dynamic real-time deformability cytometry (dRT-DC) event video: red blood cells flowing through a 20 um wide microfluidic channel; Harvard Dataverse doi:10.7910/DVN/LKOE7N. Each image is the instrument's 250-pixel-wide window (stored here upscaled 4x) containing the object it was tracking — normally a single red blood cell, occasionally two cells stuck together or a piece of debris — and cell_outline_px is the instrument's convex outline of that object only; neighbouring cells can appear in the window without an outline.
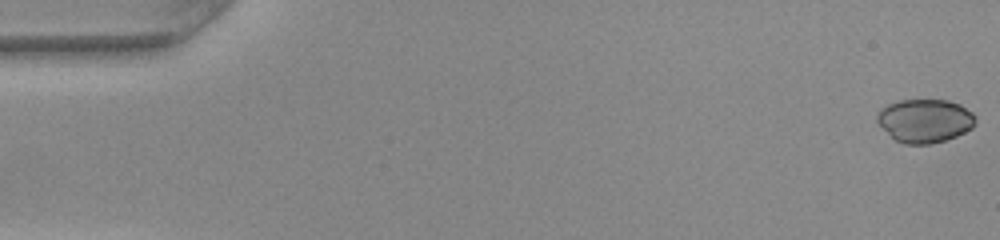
{"species": "common noctule bat (a hibernating species)", "species_latin": "Nyctalus noctula", "temperature_condition": "warm", "stored_images_in_passage": 51, "camera_frame_rate_fps": 3000, "um_per_image_px": 0.085, "animal": {"sex": "female", "body_mass_g": 22.0, "forearm_length_mm": 56.7}, "frame": {"image": 1, "passage_image": 1, "time_ms": 0.0, "image_size_px": [1000, 240], "cell_outline_px": [[976, 120], [972, 128], [956, 136], [944, 140], [928, 144], [904, 144], [896, 140], [876, 120], [876, 116], [880, 108], [888, 104], [900, 100], [948, 100], [960, 104], [972, 112], [976, 116]], "centroid_in_image_um": [78.63, 10.25], "position_along_channel_um": 6.4, "area_um2": 24.8}}
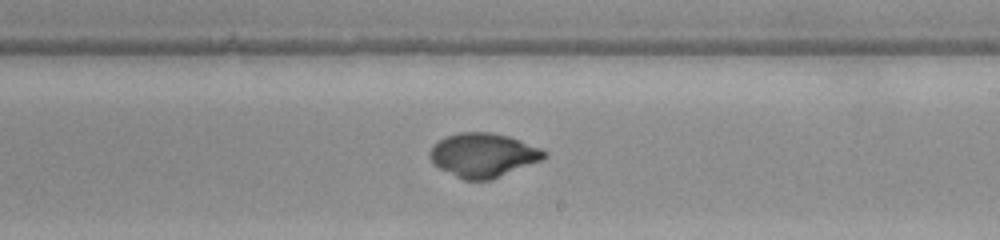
{"frame": {"image": 2, "passage_image": 30, "time_ms": 9.667, "image_size_px": [1000, 240], "cell_outline_px": [[548, 156], [540, 160], [492, 180], [464, 180], [432, 164], [428, 156], [432, 148], [444, 136], [460, 132], [492, 132], [508, 136], [520, 140], [540, 148], [548, 152]], "centroid_in_image_um": [41.07, 13.18], "position_along_channel_um": 247.9, "area_um2": 29.25}}
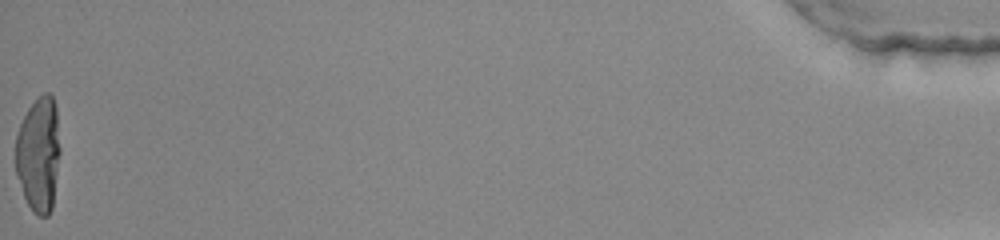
{"frame": {"image": 3, "passage_image": 51, "time_ms": 16.667, "image_size_px": [1000, 240], "cell_outline_px": [[60, 152], [52, 208], [48, 216], [36, 216], [32, 212], [24, 196], [16, 172], [16, 136], [20, 124], [28, 108], [44, 92], [48, 92], [52, 96], [56, 108], [60, 148]], "centroid_in_image_um": [3.29, 13.13], "position_along_channel_um": 431.9, "area_um2": 29.82}}